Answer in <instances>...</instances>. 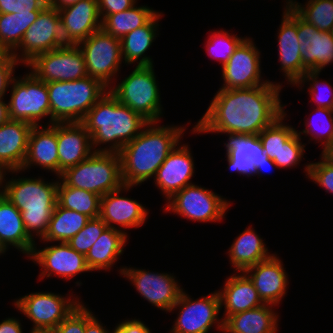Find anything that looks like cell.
<instances>
[{"instance_id": "cell-20", "label": "cell", "mask_w": 333, "mask_h": 333, "mask_svg": "<svg viewBox=\"0 0 333 333\" xmlns=\"http://www.w3.org/2000/svg\"><path fill=\"white\" fill-rule=\"evenodd\" d=\"M190 146L182 140L168 154L153 178V184L165 202L185 186L194 184L192 178L196 176V164Z\"/></svg>"}, {"instance_id": "cell-61", "label": "cell", "mask_w": 333, "mask_h": 333, "mask_svg": "<svg viewBox=\"0 0 333 333\" xmlns=\"http://www.w3.org/2000/svg\"><path fill=\"white\" fill-rule=\"evenodd\" d=\"M46 6H51L53 0H41Z\"/></svg>"}, {"instance_id": "cell-17", "label": "cell", "mask_w": 333, "mask_h": 333, "mask_svg": "<svg viewBox=\"0 0 333 333\" xmlns=\"http://www.w3.org/2000/svg\"><path fill=\"white\" fill-rule=\"evenodd\" d=\"M64 45L60 14L57 9L46 6L39 12L36 21L27 29L12 54L24 67L35 56Z\"/></svg>"}, {"instance_id": "cell-14", "label": "cell", "mask_w": 333, "mask_h": 333, "mask_svg": "<svg viewBox=\"0 0 333 333\" xmlns=\"http://www.w3.org/2000/svg\"><path fill=\"white\" fill-rule=\"evenodd\" d=\"M45 246H38L39 243ZM35 242L33 251L28 257V261L40 267L38 279L50 277L71 281L82 273H91L86 264L85 255L71 248L67 242ZM43 247V248H42Z\"/></svg>"}, {"instance_id": "cell-57", "label": "cell", "mask_w": 333, "mask_h": 333, "mask_svg": "<svg viewBox=\"0 0 333 333\" xmlns=\"http://www.w3.org/2000/svg\"><path fill=\"white\" fill-rule=\"evenodd\" d=\"M6 171L0 166V195L2 194L3 190V180L5 176Z\"/></svg>"}, {"instance_id": "cell-46", "label": "cell", "mask_w": 333, "mask_h": 333, "mask_svg": "<svg viewBox=\"0 0 333 333\" xmlns=\"http://www.w3.org/2000/svg\"><path fill=\"white\" fill-rule=\"evenodd\" d=\"M86 327V303L83 301L52 333H84Z\"/></svg>"}, {"instance_id": "cell-25", "label": "cell", "mask_w": 333, "mask_h": 333, "mask_svg": "<svg viewBox=\"0 0 333 333\" xmlns=\"http://www.w3.org/2000/svg\"><path fill=\"white\" fill-rule=\"evenodd\" d=\"M65 44L77 45L101 29L97 0H80L58 9Z\"/></svg>"}, {"instance_id": "cell-58", "label": "cell", "mask_w": 333, "mask_h": 333, "mask_svg": "<svg viewBox=\"0 0 333 333\" xmlns=\"http://www.w3.org/2000/svg\"><path fill=\"white\" fill-rule=\"evenodd\" d=\"M282 1H284L282 6L283 9L292 8L294 0H282Z\"/></svg>"}, {"instance_id": "cell-15", "label": "cell", "mask_w": 333, "mask_h": 333, "mask_svg": "<svg viewBox=\"0 0 333 333\" xmlns=\"http://www.w3.org/2000/svg\"><path fill=\"white\" fill-rule=\"evenodd\" d=\"M253 37L247 36L235 49L233 55L221 68L222 84L219 88H252L269 81L279 85V81L266 79L262 69V51Z\"/></svg>"}, {"instance_id": "cell-21", "label": "cell", "mask_w": 333, "mask_h": 333, "mask_svg": "<svg viewBox=\"0 0 333 333\" xmlns=\"http://www.w3.org/2000/svg\"><path fill=\"white\" fill-rule=\"evenodd\" d=\"M274 252L268 259L247 268L244 273L253 282L259 297L265 304L280 306L287 296L290 275L278 256Z\"/></svg>"}, {"instance_id": "cell-62", "label": "cell", "mask_w": 333, "mask_h": 333, "mask_svg": "<svg viewBox=\"0 0 333 333\" xmlns=\"http://www.w3.org/2000/svg\"><path fill=\"white\" fill-rule=\"evenodd\" d=\"M29 333H52V332H43V331H28Z\"/></svg>"}, {"instance_id": "cell-39", "label": "cell", "mask_w": 333, "mask_h": 333, "mask_svg": "<svg viewBox=\"0 0 333 333\" xmlns=\"http://www.w3.org/2000/svg\"><path fill=\"white\" fill-rule=\"evenodd\" d=\"M229 31L226 28L213 29L208 31L207 39L203 44L206 54L215 62L221 64V68L227 63L229 58L233 55L235 49L247 37L241 36Z\"/></svg>"}, {"instance_id": "cell-13", "label": "cell", "mask_w": 333, "mask_h": 333, "mask_svg": "<svg viewBox=\"0 0 333 333\" xmlns=\"http://www.w3.org/2000/svg\"><path fill=\"white\" fill-rule=\"evenodd\" d=\"M77 45L84 55L87 76L110 88L125 66L120 39L100 29Z\"/></svg>"}, {"instance_id": "cell-31", "label": "cell", "mask_w": 333, "mask_h": 333, "mask_svg": "<svg viewBox=\"0 0 333 333\" xmlns=\"http://www.w3.org/2000/svg\"><path fill=\"white\" fill-rule=\"evenodd\" d=\"M129 239L122 231L107 227L85 255L91 273L113 271Z\"/></svg>"}, {"instance_id": "cell-56", "label": "cell", "mask_w": 333, "mask_h": 333, "mask_svg": "<svg viewBox=\"0 0 333 333\" xmlns=\"http://www.w3.org/2000/svg\"><path fill=\"white\" fill-rule=\"evenodd\" d=\"M79 1L80 0H53L51 7L58 10L68 5L75 4Z\"/></svg>"}, {"instance_id": "cell-42", "label": "cell", "mask_w": 333, "mask_h": 333, "mask_svg": "<svg viewBox=\"0 0 333 333\" xmlns=\"http://www.w3.org/2000/svg\"><path fill=\"white\" fill-rule=\"evenodd\" d=\"M321 74V71H307L293 87L297 88L299 93L307 89L311 106L315 104V107L333 110V85L328 79L321 80Z\"/></svg>"}, {"instance_id": "cell-51", "label": "cell", "mask_w": 333, "mask_h": 333, "mask_svg": "<svg viewBox=\"0 0 333 333\" xmlns=\"http://www.w3.org/2000/svg\"><path fill=\"white\" fill-rule=\"evenodd\" d=\"M97 316L86 304V327L84 333H114V328L112 327V330L107 328V325L103 324L102 320Z\"/></svg>"}, {"instance_id": "cell-29", "label": "cell", "mask_w": 333, "mask_h": 333, "mask_svg": "<svg viewBox=\"0 0 333 333\" xmlns=\"http://www.w3.org/2000/svg\"><path fill=\"white\" fill-rule=\"evenodd\" d=\"M32 127L28 122L11 119L0 125V166L5 171L21 170Z\"/></svg>"}, {"instance_id": "cell-28", "label": "cell", "mask_w": 333, "mask_h": 333, "mask_svg": "<svg viewBox=\"0 0 333 333\" xmlns=\"http://www.w3.org/2000/svg\"><path fill=\"white\" fill-rule=\"evenodd\" d=\"M164 13L159 12L144 26L129 32L120 39L122 58L125 67L154 65L152 56L146 54L155 40L160 37V21Z\"/></svg>"}, {"instance_id": "cell-37", "label": "cell", "mask_w": 333, "mask_h": 333, "mask_svg": "<svg viewBox=\"0 0 333 333\" xmlns=\"http://www.w3.org/2000/svg\"><path fill=\"white\" fill-rule=\"evenodd\" d=\"M57 204L65 209L87 215L100 216L101 196L86 190L66 186L60 179L57 188Z\"/></svg>"}, {"instance_id": "cell-54", "label": "cell", "mask_w": 333, "mask_h": 333, "mask_svg": "<svg viewBox=\"0 0 333 333\" xmlns=\"http://www.w3.org/2000/svg\"><path fill=\"white\" fill-rule=\"evenodd\" d=\"M6 99V100H5ZM7 97H0V125L9 120Z\"/></svg>"}, {"instance_id": "cell-12", "label": "cell", "mask_w": 333, "mask_h": 333, "mask_svg": "<svg viewBox=\"0 0 333 333\" xmlns=\"http://www.w3.org/2000/svg\"><path fill=\"white\" fill-rule=\"evenodd\" d=\"M130 266L116 267L119 277H124L151 306L168 313L184 289L176 274Z\"/></svg>"}, {"instance_id": "cell-5", "label": "cell", "mask_w": 333, "mask_h": 333, "mask_svg": "<svg viewBox=\"0 0 333 333\" xmlns=\"http://www.w3.org/2000/svg\"><path fill=\"white\" fill-rule=\"evenodd\" d=\"M46 84L50 101V125L82 122L88 111L109 91L101 81L89 76Z\"/></svg>"}, {"instance_id": "cell-53", "label": "cell", "mask_w": 333, "mask_h": 333, "mask_svg": "<svg viewBox=\"0 0 333 333\" xmlns=\"http://www.w3.org/2000/svg\"><path fill=\"white\" fill-rule=\"evenodd\" d=\"M278 166L274 163L271 158H268L267 161H263L260 165L256 168L255 175L257 178L264 177L263 175L265 172H270L272 169L277 170Z\"/></svg>"}, {"instance_id": "cell-6", "label": "cell", "mask_w": 333, "mask_h": 333, "mask_svg": "<svg viewBox=\"0 0 333 333\" xmlns=\"http://www.w3.org/2000/svg\"><path fill=\"white\" fill-rule=\"evenodd\" d=\"M132 68V72L125 77L121 73L109 91L121 104L128 106L148 122H161L165 111L155 66Z\"/></svg>"}, {"instance_id": "cell-16", "label": "cell", "mask_w": 333, "mask_h": 333, "mask_svg": "<svg viewBox=\"0 0 333 333\" xmlns=\"http://www.w3.org/2000/svg\"><path fill=\"white\" fill-rule=\"evenodd\" d=\"M23 68H28L37 79L46 83L87 77L84 55L78 45L73 44L39 54Z\"/></svg>"}, {"instance_id": "cell-47", "label": "cell", "mask_w": 333, "mask_h": 333, "mask_svg": "<svg viewBox=\"0 0 333 333\" xmlns=\"http://www.w3.org/2000/svg\"><path fill=\"white\" fill-rule=\"evenodd\" d=\"M22 65L11 52L0 58V97H6L12 80L16 76V69Z\"/></svg>"}, {"instance_id": "cell-32", "label": "cell", "mask_w": 333, "mask_h": 333, "mask_svg": "<svg viewBox=\"0 0 333 333\" xmlns=\"http://www.w3.org/2000/svg\"><path fill=\"white\" fill-rule=\"evenodd\" d=\"M0 242L8 251L17 252L28 258L35 241L24 228L21 212L2 194L0 195Z\"/></svg>"}, {"instance_id": "cell-7", "label": "cell", "mask_w": 333, "mask_h": 333, "mask_svg": "<svg viewBox=\"0 0 333 333\" xmlns=\"http://www.w3.org/2000/svg\"><path fill=\"white\" fill-rule=\"evenodd\" d=\"M67 292H28L13 299L12 306L30 321V331L52 332L83 302L82 296L73 291V286Z\"/></svg>"}, {"instance_id": "cell-41", "label": "cell", "mask_w": 333, "mask_h": 333, "mask_svg": "<svg viewBox=\"0 0 333 333\" xmlns=\"http://www.w3.org/2000/svg\"><path fill=\"white\" fill-rule=\"evenodd\" d=\"M288 111L278 117L270 126L264 128L259 134L264 153L274 160L278 158V152L285 142L296 132V128L289 124Z\"/></svg>"}, {"instance_id": "cell-60", "label": "cell", "mask_w": 333, "mask_h": 333, "mask_svg": "<svg viewBox=\"0 0 333 333\" xmlns=\"http://www.w3.org/2000/svg\"><path fill=\"white\" fill-rule=\"evenodd\" d=\"M7 53H8V51L6 50V48L0 42V58L5 56Z\"/></svg>"}, {"instance_id": "cell-24", "label": "cell", "mask_w": 333, "mask_h": 333, "mask_svg": "<svg viewBox=\"0 0 333 333\" xmlns=\"http://www.w3.org/2000/svg\"><path fill=\"white\" fill-rule=\"evenodd\" d=\"M33 167L59 177L57 123L32 127L27 155L21 170L27 173L34 169Z\"/></svg>"}, {"instance_id": "cell-26", "label": "cell", "mask_w": 333, "mask_h": 333, "mask_svg": "<svg viewBox=\"0 0 333 333\" xmlns=\"http://www.w3.org/2000/svg\"><path fill=\"white\" fill-rule=\"evenodd\" d=\"M229 275L224 279L222 288L218 289L224 321L231 315L265 304L259 297L253 282L244 272H232Z\"/></svg>"}, {"instance_id": "cell-22", "label": "cell", "mask_w": 333, "mask_h": 333, "mask_svg": "<svg viewBox=\"0 0 333 333\" xmlns=\"http://www.w3.org/2000/svg\"><path fill=\"white\" fill-rule=\"evenodd\" d=\"M226 136L223 142L225 149L226 169L238 176L246 178L256 177V168L269 158L263 150L258 135H244L234 133H222Z\"/></svg>"}, {"instance_id": "cell-45", "label": "cell", "mask_w": 333, "mask_h": 333, "mask_svg": "<svg viewBox=\"0 0 333 333\" xmlns=\"http://www.w3.org/2000/svg\"><path fill=\"white\" fill-rule=\"evenodd\" d=\"M303 172L308 181L313 182L326 193L333 195V166L326 162L321 156L319 161H307L303 164Z\"/></svg>"}, {"instance_id": "cell-3", "label": "cell", "mask_w": 333, "mask_h": 333, "mask_svg": "<svg viewBox=\"0 0 333 333\" xmlns=\"http://www.w3.org/2000/svg\"><path fill=\"white\" fill-rule=\"evenodd\" d=\"M25 174L22 170L6 171L2 195L21 212L26 232L38 242L47 233L57 204L59 177L47 180L43 174L36 177Z\"/></svg>"}, {"instance_id": "cell-49", "label": "cell", "mask_w": 333, "mask_h": 333, "mask_svg": "<svg viewBox=\"0 0 333 333\" xmlns=\"http://www.w3.org/2000/svg\"><path fill=\"white\" fill-rule=\"evenodd\" d=\"M139 0H97L100 16H108L110 14L119 13L130 9Z\"/></svg>"}, {"instance_id": "cell-38", "label": "cell", "mask_w": 333, "mask_h": 333, "mask_svg": "<svg viewBox=\"0 0 333 333\" xmlns=\"http://www.w3.org/2000/svg\"><path fill=\"white\" fill-rule=\"evenodd\" d=\"M38 14L39 12L0 14V42L8 52L12 53L19 46Z\"/></svg>"}, {"instance_id": "cell-30", "label": "cell", "mask_w": 333, "mask_h": 333, "mask_svg": "<svg viewBox=\"0 0 333 333\" xmlns=\"http://www.w3.org/2000/svg\"><path fill=\"white\" fill-rule=\"evenodd\" d=\"M272 252L274 251H270L266 241L251 224L234 237L226 253L233 272H244L258 262L268 259Z\"/></svg>"}, {"instance_id": "cell-50", "label": "cell", "mask_w": 333, "mask_h": 333, "mask_svg": "<svg viewBox=\"0 0 333 333\" xmlns=\"http://www.w3.org/2000/svg\"><path fill=\"white\" fill-rule=\"evenodd\" d=\"M114 326V333H153L152 328L140 318H124Z\"/></svg>"}, {"instance_id": "cell-43", "label": "cell", "mask_w": 333, "mask_h": 333, "mask_svg": "<svg viewBox=\"0 0 333 333\" xmlns=\"http://www.w3.org/2000/svg\"><path fill=\"white\" fill-rule=\"evenodd\" d=\"M306 142H303L298 133L295 132L278 152V158L273 161L278 166V170L299 168L301 161L306 158ZM304 157V158H303Z\"/></svg>"}, {"instance_id": "cell-27", "label": "cell", "mask_w": 333, "mask_h": 333, "mask_svg": "<svg viewBox=\"0 0 333 333\" xmlns=\"http://www.w3.org/2000/svg\"><path fill=\"white\" fill-rule=\"evenodd\" d=\"M57 145L59 176L94 152L91 136L81 122L57 123Z\"/></svg>"}, {"instance_id": "cell-23", "label": "cell", "mask_w": 333, "mask_h": 333, "mask_svg": "<svg viewBox=\"0 0 333 333\" xmlns=\"http://www.w3.org/2000/svg\"><path fill=\"white\" fill-rule=\"evenodd\" d=\"M297 33L302 57V76L324 71L333 64V33L319 31L297 14Z\"/></svg>"}, {"instance_id": "cell-4", "label": "cell", "mask_w": 333, "mask_h": 333, "mask_svg": "<svg viewBox=\"0 0 333 333\" xmlns=\"http://www.w3.org/2000/svg\"><path fill=\"white\" fill-rule=\"evenodd\" d=\"M91 136L94 152H119L149 123L140 114L121 104L108 91L81 122Z\"/></svg>"}, {"instance_id": "cell-34", "label": "cell", "mask_w": 333, "mask_h": 333, "mask_svg": "<svg viewBox=\"0 0 333 333\" xmlns=\"http://www.w3.org/2000/svg\"><path fill=\"white\" fill-rule=\"evenodd\" d=\"M159 11L147 4H135L128 10L101 17V29L121 39L129 32L146 25Z\"/></svg>"}, {"instance_id": "cell-19", "label": "cell", "mask_w": 333, "mask_h": 333, "mask_svg": "<svg viewBox=\"0 0 333 333\" xmlns=\"http://www.w3.org/2000/svg\"><path fill=\"white\" fill-rule=\"evenodd\" d=\"M280 24L277 27L275 38L277 40V57L279 72L284 76L279 86L284 88L293 86L302 77V57L297 33V13L292 9H282Z\"/></svg>"}, {"instance_id": "cell-59", "label": "cell", "mask_w": 333, "mask_h": 333, "mask_svg": "<svg viewBox=\"0 0 333 333\" xmlns=\"http://www.w3.org/2000/svg\"><path fill=\"white\" fill-rule=\"evenodd\" d=\"M7 252L8 250L6 247L0 242V258H3L4 256L6 257V254H8Z\"/></svg>"}, {"instance_id": "cell-33", "label": "cell", "mask_w": 333, "mask_h": 333, "mask_svg": "<svg viewBox=\"0 0 333 333\" xmlns=\"http://www.w3.org/2000/svg\"><path fill=\"white\" fill-rule=\"evenodd\" d=\"M277 306L264 304L236 313L224 321L223 333H278L281 316Z\"/></svg>"}, {"instance_id": "cell-36", "label": "cell", "mask_w": 333, "mask_h": 333, "mask_svg": "<svg viewBox=\"0 0 333 333\" xmlns=\"http://www.w3.org/2000/svg\"><path fill=\"white\" fill-rule=\"evenodd\" d=\"M313 110L304 116V128L300 131L298 126L296 132L303 142L307 137L310 142L306 145L314 141L313 143H318L323 151L333 140V110L321 107H314Z\"/></svg>"}, {"instance_id": "cell-48", "label": "cell", "mask_w": 333, "mask_h": 333, "mask_svg": "<svg viewBox=\"0 0 333 333\" xmlns=\"http://www.w3.org/2000/svg\"><path fill=\"white\" fill-rule=\"evenodd\" d=\"M44 7L41 0H0V14L40 12Z\"/></svg>"}, {"instance_id": "cell-40", "label": "cell", "mask_w": 333, "mask_h": 333, "mask_svg": "<svg viewBox=\"0 0 333 333\" xmlns=\"http://www.w3.org/2000/svg\"><path fill=\"white\" fill-rule=\"evenodd\" d=\"M292 9L319 31H333V0H294Z\"/></svg>"}, {"instance_id": "cell-2", "label": "cell", "mask_w": 333, "mask_h": 333, "mask_svg": "<svg viewBox=\"0 0 333 333\" xmlns=\"http://www.w3.org/2000/svg\"><path fill=\"white\" fill-rule=\"evenodd\" d=\"M160 123L163 122H149L118 152L124 185L141 186L152 180L168 154L184 139L185 133L193 135L191 121L181 125ZM189 125L190 131L187 130Z\"/></svg>"}, {"instance_id": "cell-44", "label": "cell", "mask_w": 333, "mask_h": 333, "mask_svg": "<svg viewBox=\"0 0 333 333\" xmlns=\"http://www.w3.org/2000/svg\"><path fill=\"white\" fill-rule=\"evenodd\" d=\"M107 227L100 217L91 218L75 236L67 241V244L77 252L86 255Z\"/></svg>"}, {"instance_id": "cell-18", "label": "cell", "mask_w": 333, "mask_h": 333, "mask_svg": "<svg viewBox=\"0 0 333 333\" xmlns=\"http://www.w3.org/2000/svg\"><path fill=\"white\" fill-rule=\"evenodd\" d=\"M134 187L123 185L101 197L100 218L108 227L122 231L126 236L131 229L142 227L149 219L150 209L135 198L127 196ZM129 230V231H128Z\"/></svg>"}, {"instance_id": "cell-10", "label": "cell", "mask_w": 333, "mask_h": 333, "mask_svg": "<svg viewBox=\"0 0 333 333\" xmlns=\"http://www.w3.org/2000/svg\"><path fill=\"white\" fill-rule=\"evenodd\" d=\"M221 310L218 290L194 299L183 289L168 312L177 315L168 333H209L213 328L223 333Z\"/></svg>"}, {"instance_id": "cell-35", "label": "cell", "mask_w": 333, "mask_h": 333, "mask_svg": "<svg viewBox=\"0 0 333 333\" xmlns=\"http://www.w3.org/2000/svg\"><path fill=\"white\" fill-rule=\"evenodd\" d=\"M91 218L85 214L65 209L56 204L49 221L47 233L39 241L67 242L75 236Z\"/></svg>"}, {"instance_id": "cell-9", "label": "cell", "mask_w": 333, "mask_h": 333, "mask_svg": "<svg viewBox=\"0 0 333 333\" xmlns=\"http://www.w3.org/2000/svg\"><path fill=\"white\" fill-rule=\"evenodd\" d=\"M231 199L200 184L185 186L176 192L165 204L162 212L177 215L187 221L198 223H219L227 216L233 205Z\"/></svg>"}, {"instance_id": "cell-55", "label": "cell", "mask_w": 333, "mask_h": 333, "mask_svg": "<svg viewBox=\"0 0 333 333\" xmlns=\"http://www.w3.org/2000/svg\"><path fill=\"white\" fill-rule=\"evenodd\" d=\"M320 156L328 162L330 165L333 166V140L332 142L323 150L320 152Z\"/></svg>"}, {"instance_id": "cell-8", "label": "cell", "mask_w": 333, "mask_h": 333, "mask_svg": "<svg viewBox=\"0 0 333 333\" xmlns=\"http://www.w3.org/2000/svg\"><path fill=\"white\" fill-rule=\"evenodd\" d=\"M59 179L66 186L90 191L101 197L124 185L117 152H93L84 161L62 172Z\"/></svg>"}, {"instance_id": "cell-52", "label": "cell", "mask_w": 333, "mask_h": 333, "mask_svg": "<svg viewBox=\"0 0 333 333\" xmlns=\"http://www.w3.org/2000/svg\"><path fill=\"white\" fill-rule=\"evenodd\" d=\"M22 322L19 317L8 316L0 321V333H24Z\"/></svg>"}, {"instance_id": "cell-1", "label": "cell", "mask_w": 333, "mask_h": 333, "mask_svg": "<svg viewBox=\"0 0 333 333\" xmlns=\"http://www.w3.org/2000/svg\"><path fill=\"white\" fill-rule=\"evenodd\" d=\"M283 88L267 84L252 88H218L205 113L194 123V135L234 133L258 135L286 110Z\"/></svg>"}, {"instance_id": "cell-11", "label": "cell", "mask_w": 333, "mask_h": 333, "mask_svg": "<svg viewBox=\"0 0 333 333\" xmlns=\"http://www.w3.org/2000/svg\"><path fill=\"white\" fill-rule=\"evenodd\" d=\"M8 93L6 97H9L7 104L11 120H22L33 126L50 125V101L46 82L37 79L27 70L24 75L15 76Z\"/></svg>"}]
</instances>
